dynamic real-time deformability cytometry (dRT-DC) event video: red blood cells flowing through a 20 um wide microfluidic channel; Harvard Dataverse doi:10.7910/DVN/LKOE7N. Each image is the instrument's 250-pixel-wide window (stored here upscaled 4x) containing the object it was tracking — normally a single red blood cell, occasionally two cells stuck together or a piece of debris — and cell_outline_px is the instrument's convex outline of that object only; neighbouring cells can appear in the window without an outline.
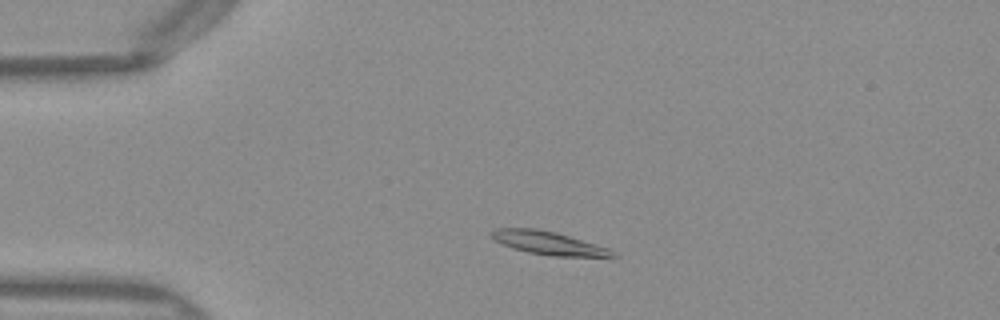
{"species": "Egyptian fruit bat (a non-hibernating species)", "species_latin": "Rousettus aegyptiacus", "temperature_condition": "warm", "stored_images_in_passage": 42, "camera_frame_rate_fps": 3000, "um_per_image_px": 0.085, "frame": {"image": 1, "passage_image": 3, "time_ms": 0.667, "image_size_px": [1000, 320], "cell_outline_px": [[620, 256], [552, 256], [528, 252], [512, 248], [500, 244], [492, 240], [488, 236], [488, 232], [496, 228], [536, 228], [556, 232], [596, 244], [608, 248]], "centroid_in_image_um": [46.5, 20.64], "position_along_channel_um": 38.5, "area_um2": 16.53}}
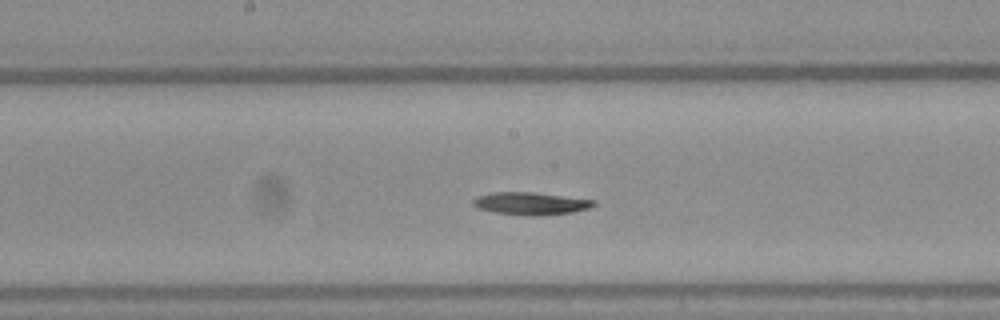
{"frame": {"image": 2, "passage_image": 18, "time_ms": 5.667, "image_size_px": [1000, 320], "cell_outline_px": [[596, 204], [588, 208], [572, 212], [544, 216], [528, 216], [496, 212], [476, 208], [472, 204], [472, 200], [476, 196], [492, 192], [532, 192], [596, 200]], "centroid_in_image_um": [45.08, 17.3], "position_along_channel_um": 203.1, "area_um2": 15.95}}
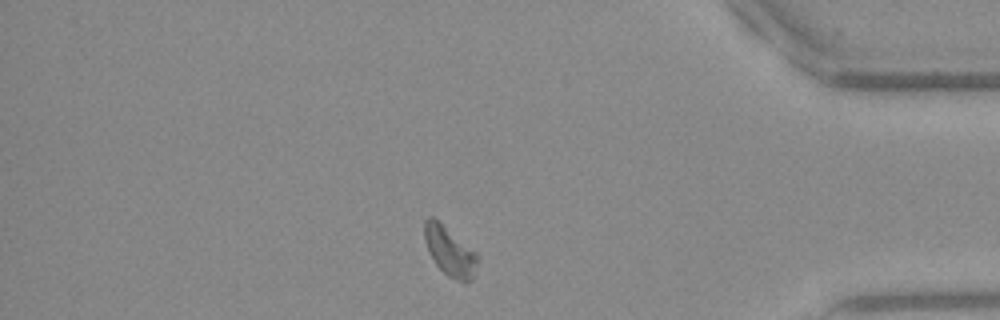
{"frame": {"image": 3, "passage_image": 35, "time_ms": 11.333, "image_size_px": [1000, 320], "cell_outline_px": [[480, 260], [472, 280], [456, 280], [448, 276], [436, 264], [428, 252], [424, 240], [424, 220], [428, 216], [432, 216], [476, 252], [480, 256]], "centroid_in_image_um": [38.23, 21.35], "position_along_channel_um": 397.0, "area_um2": 15.2}}